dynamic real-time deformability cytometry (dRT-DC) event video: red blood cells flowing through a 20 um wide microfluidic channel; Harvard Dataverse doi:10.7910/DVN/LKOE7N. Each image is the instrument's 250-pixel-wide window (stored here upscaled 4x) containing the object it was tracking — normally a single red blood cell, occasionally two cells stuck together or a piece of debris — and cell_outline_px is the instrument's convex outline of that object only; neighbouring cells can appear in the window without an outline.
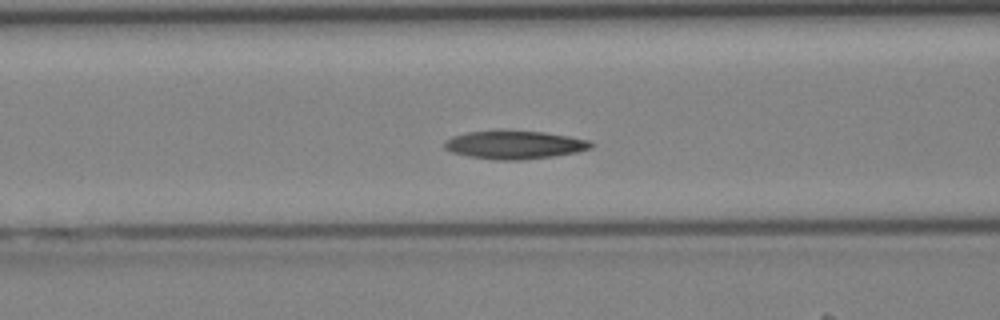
{"species": "Egyptian fruit bat (a non-hibernating species)", "species_latin": "Rousettus aegyptiacus", "temperature_condition": "cold", "stored_images_in_passage": 42, "camera_frame_rate_fps": 3000, "um_per_image_px": 0.085, "animal": {"sex": "female"}, "frame": {"image": 1, "passage_image": 17, "time_ms": 5.333, "image_size_px": [1000, 320], "cell_outline_px": [[596, 144], [592, 148], [576, 152], [552, 156], [520, 160], [492, 160], [468, 156], [452, 152], [444, 148], [444, 140], [452, 136], [468, 132], [544, 132], [568, 136], [588, 140]], "centroid_in_image_um": [43.74, 12.33], "position_along_channel_um": 122.9, "area_um2": 23.7}}
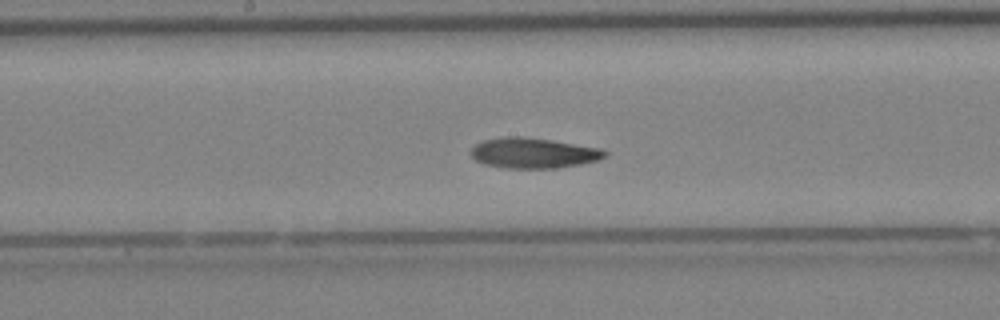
{"frame": {"image": 2, "passage_image": 22, "time_ms": 7.0, "image_size_px": [1000, 320], "cell_outline_px": [[608, 156], [596, 160], [580, 164], [556, 168], [504, 168], [484, 164], [476, 160], [472, 156], [472, 148], [476, 144], [484, 140], [504, 136], [520, 136], [552, 140], [604, 148], [608, 152]], "centroid_in_image_um": [45.38, 13.0], "position_along_channel_um": 202.8, "area_um2": 23.81}}
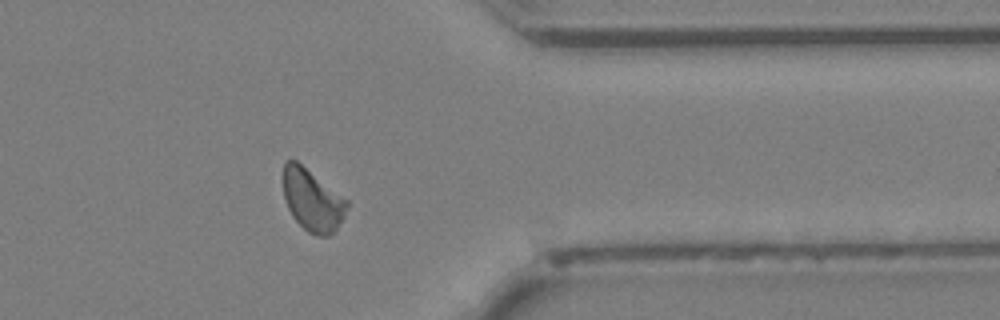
{"frame": {"image": 3, "passage_image": 34, "time_ms": 11.0, "image_size_px": [1000, 320], "cell_outline_px": [[348, 204], [344, 216], [336, 228], [328, 236], [320, 236], [308, 232], [292, 216], [288, 208], [284, 196], [284, 160], [296, 160], [348, 200]], "centroid_in_image_um": [26.55, 17.0], "position_along_channel_um": 384.9, "area_um2": 22.6}}